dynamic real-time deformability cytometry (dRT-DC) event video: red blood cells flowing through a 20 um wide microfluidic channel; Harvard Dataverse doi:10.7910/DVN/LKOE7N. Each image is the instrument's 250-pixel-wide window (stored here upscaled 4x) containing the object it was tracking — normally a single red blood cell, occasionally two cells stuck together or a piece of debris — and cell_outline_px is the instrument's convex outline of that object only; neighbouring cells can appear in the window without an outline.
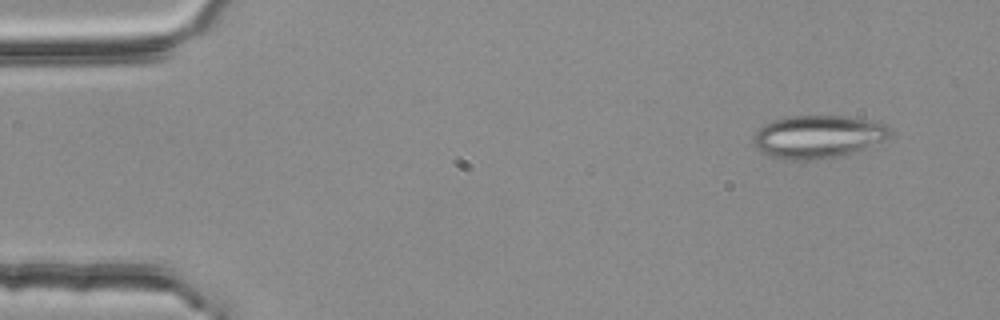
{"species": "common noctule bat (a hibernating species)", "species_latin": "Nyctalus noctula", "temperature_condition": "room temperature", "stored_images_in_passage": 51, "camera_frame_rate_fps": 3000, "um_per_image_px": 0.085, "animal": {"sex": "female", "body_mass_g": 25.1}, "frame": {"image": 1, "passage_image": 2, "time_ms": 0.333, "image_size_px": [1000, 320], "cell_outline_px": [[892, 132], [884, 140], [864, 148], [852, 152], [836, 156], [812, 160], [788, 160], [772, 156], [760, 152], [756, 148], [752, 136], [756, 128], [772, 120], [788, 116], [848, 116], [884, 124]], "centroid_in_image_um": [69.44, 11.61], "position_along_channel_um": 15.6, "area_um2": 33.99}}
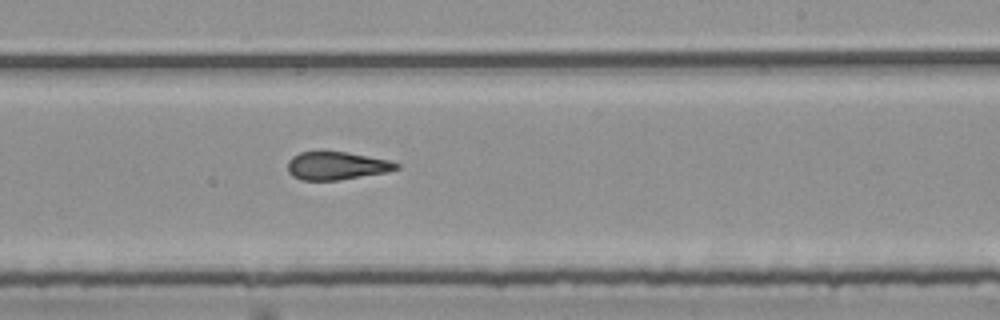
{"frame": {"image": 2, "passage_image": 30, "time_ms": 9.667, "image_size_px": [1000, 320], "cell_outline_px": [[400, 168], [388, 172], [340, 180], [300, 180], [292, 176], [288, 172], [288, 160], [292, 156], [300, 152], [320, 148], [348, 152], [388, 160], [400, 164]], "centroid_in_image_um": [28.57, 14.05], "position_along_channel_um": 260.4, "area_um2": 18.5}}
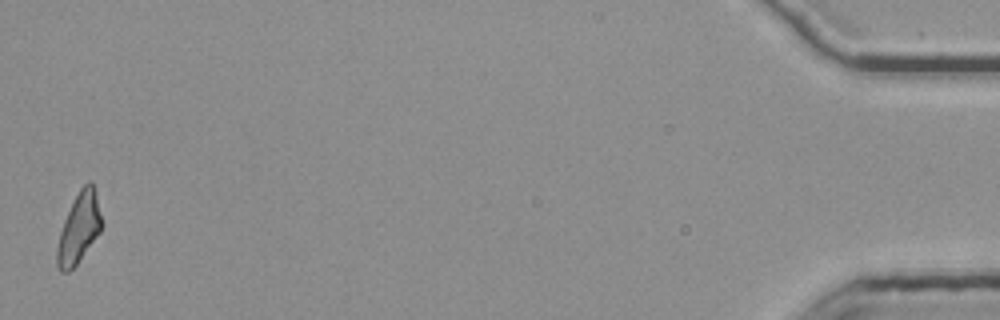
{"frame": {"image": 3, "passage_image": 51, "time_ms": 16.667, "image_size_px": [1000, 320], "cell_outline_px": [[100, 232], [76, 264], [68, 272], [60, 272], [56, 264], [56, 248], [60, 232], [64, 220], [80, 188], [84, 184], [92, 184], [96, 196], [100, 216]], "centroid_in_image_um": [6.66, 19.46], "position_along_channel_um": 428.5, "area_um2": 17.46}, "authors_computed_cell_mechanics": {"area_um2": 18.6694, "velocity_mm_per_s": 3.8065, "shape_relaxation_time_tau1_ms": null, "shape_relaxation_time_tau2_ms": 2.4199, "deformation_change_tau1": null, "deformation_change_tau2": 0.1248}}